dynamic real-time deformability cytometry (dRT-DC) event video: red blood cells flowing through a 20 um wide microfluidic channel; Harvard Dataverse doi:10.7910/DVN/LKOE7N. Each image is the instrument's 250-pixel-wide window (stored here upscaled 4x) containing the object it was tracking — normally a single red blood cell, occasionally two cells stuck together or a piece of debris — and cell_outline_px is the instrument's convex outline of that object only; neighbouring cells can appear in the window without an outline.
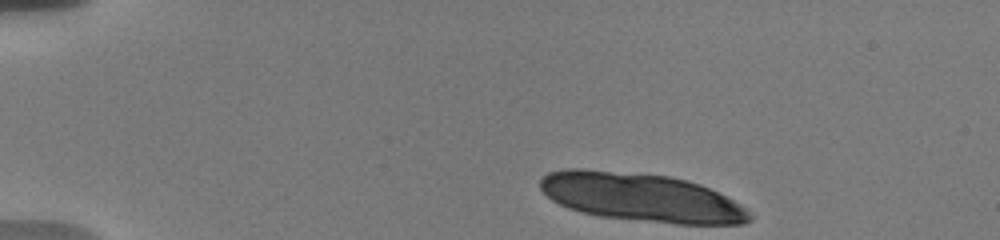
{"species": "human", "species_latin": "Homo sapiens", "temperature_condition": "warm", "stored_images_in_passage": 11, "camera_frame_rate_fps": 3000, "um_per_image_px": 0.085, "donor": {"sex": "male"}, "frame": {"image": 1, "passage_image": 1, "time_ms": 0.0, "image_size_px": [1000, 240], "cell_outline_px": [[752, 220], [744, 224], [676, 224], [600, 216], [580, 212], [568, 208], [552, 200], [540, 188], [540, 180], [548, 172], [568, 168], [580, 168], [668, 176], [700, 184], [740, 204], [752, 216]], "centroid_in_image_um": [54.48, 16.78], "position_along_channel_um": 30.5, "area_um2": 58.67}}